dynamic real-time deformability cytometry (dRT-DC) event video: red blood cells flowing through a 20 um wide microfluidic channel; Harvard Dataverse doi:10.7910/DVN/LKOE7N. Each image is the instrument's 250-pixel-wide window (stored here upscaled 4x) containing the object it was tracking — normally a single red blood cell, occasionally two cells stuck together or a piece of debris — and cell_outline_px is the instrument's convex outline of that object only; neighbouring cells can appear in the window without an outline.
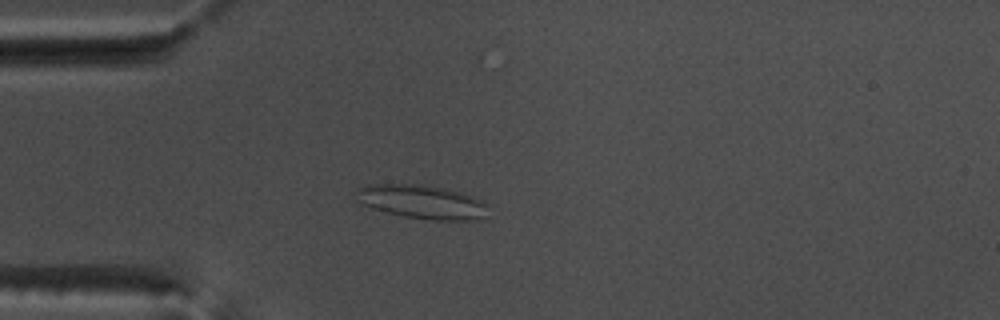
{"species": "common noctule bat (a hibernating species)", "species_latin": "Nyctalus noctula", "temperature_condition": "warm", "stored_images_in_passage": 53, "camera_frame_rate_fps": 3000, "um_per_image_px": 0.085, "animal": {"sex": "male", "body_mass_g": 17.5, "forearm_length_mm": 52.3}, "frame": {"image": 1, "passage_image": 14, "time_ms": 4.333, "image_size_px": [1000, 320], "cell_outline_px": [[488, 204], [484, 216], [480, 220], [432, 220], [404, 216], [372, 208], [360, 204], [356, 188], [368, 184], [416, 184], [444, 188], [460, 192], [472, 196]], "centroid_in_image_um": [35.87, 17.16], "position_along_channel_um": 49.1, "area_um2": 25.84}}
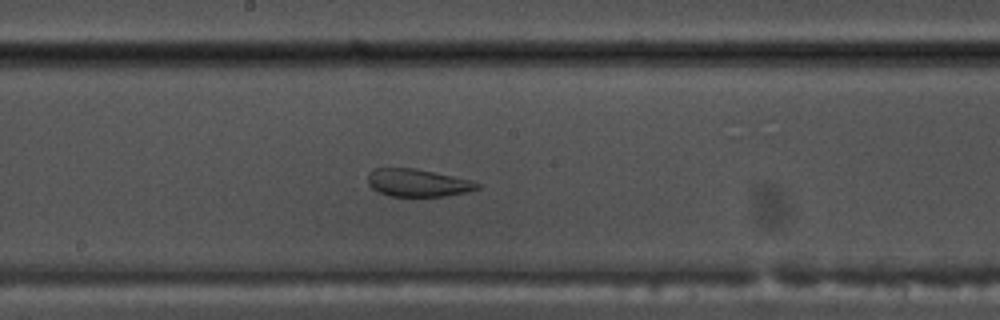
{"frame": {"image": 2, "passage_image": 28, "time_ms": 9.0, "image_size_px": [1000, 320], "cell_outline_px": [[480, 188], [468, 192], [444, 196], [388, 196], [372, 188], [368, 184], [368, 172], [376, 168], [416, 168], [472, 180], [480, 184]], "centroid_in_image_um": [35.52, 15.53], "position_along_channel_um": 212.7, "area_um2": 17.69}}
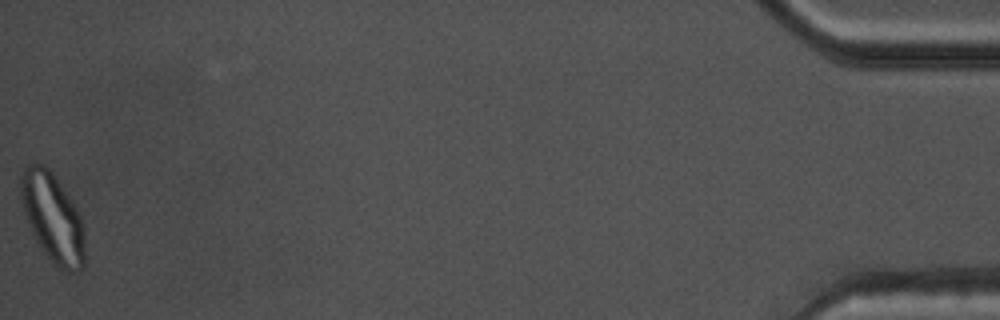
{"frame": {"image": 3, "passage_image": 53, "time_ms": 17.333, "image_size_px": [1000, 320], "cell_outline_px": [[84, 268], [80, 272], [68, 272], [60, 268], [44, 252], [32, 232], [24, 212], [20, 192], [20, 176], [24, 168], [28, 164], [36, 160], [44, 164], [52, 172], [72, 200], [80, 216], [84, 228]], "centroid_in_image_um": [4.48, 18.46], "position_along_channel_um": 430.7, "area_um2": 33.18}, "authors_computed_cell_mechanics": {"area_um2": 26.01, "velocity_mm_per_s": 3.7897, "shape_relaxation_time_tau1_ms": null, "shape_relaxation_time_tau2_ms": 1.7538, "deformation_change_tau1": null, "deformation_change_tau2": 0.0843}}